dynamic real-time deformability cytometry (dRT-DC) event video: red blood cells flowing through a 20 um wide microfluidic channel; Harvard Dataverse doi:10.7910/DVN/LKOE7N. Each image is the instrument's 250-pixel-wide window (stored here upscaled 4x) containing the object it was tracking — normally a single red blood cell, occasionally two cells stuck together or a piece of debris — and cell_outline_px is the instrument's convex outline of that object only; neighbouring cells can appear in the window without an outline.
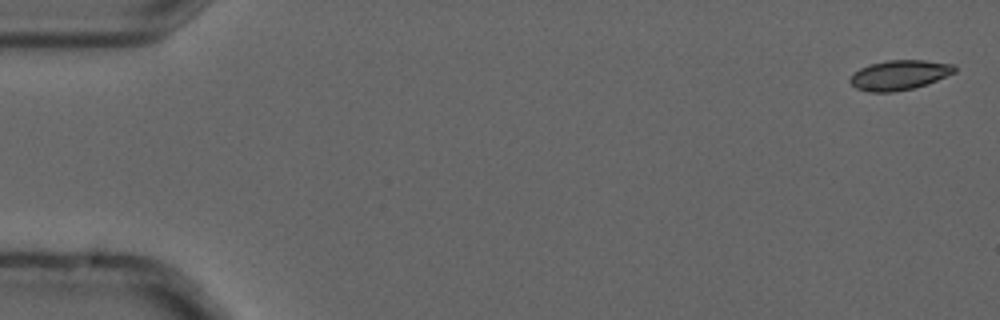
{"species": "common noctule bat (a hibernating species)", "species_latin": "Nyctalus noctula", "temperature_condition": "cold", "stored_images_in_passage": 8, "camera_frame_rate_fps": 3000, "um_per_image_px": 0.085, "animal": {"sex": "male", "forearm_length_mm": 52.5}, "frame": {"image": 1, "passage_image": 1, "time_ms": 0.0, "image_size_px": [1000, 320], "cell_outline_px": [[956, 72], [928, 84], [912, 88], [892, 92], [872, 92], [856, 88], [848, 80], [860, 68], [868, 64], [888, 60], [924, 60], [956, 64]], "centroid_in_image_um": [76.48, 6.36], "position_along_channel_um": 8.5, "area_um2": 18.15}}
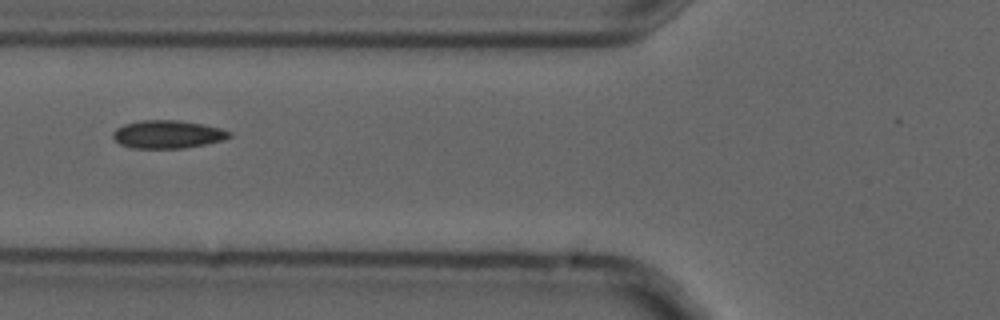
{"frame": {"image": 2, "passage_image": 6, "time_ms": 1.667, "image_size_px": [1000, 320], "cell_outline_px": [[232, 136], [208, 144], [184, 148], [132, 148], [120, 144], [112, 136], [112, 132], [116, 128], [124, 124], [140, 120], [176, 120], [200, 124], [220, 128], [232, 132]], "centroid_in_image_um": [14.23, 11.42], "position_along_channel_um": 111.6, "area_um2": 18.96}}
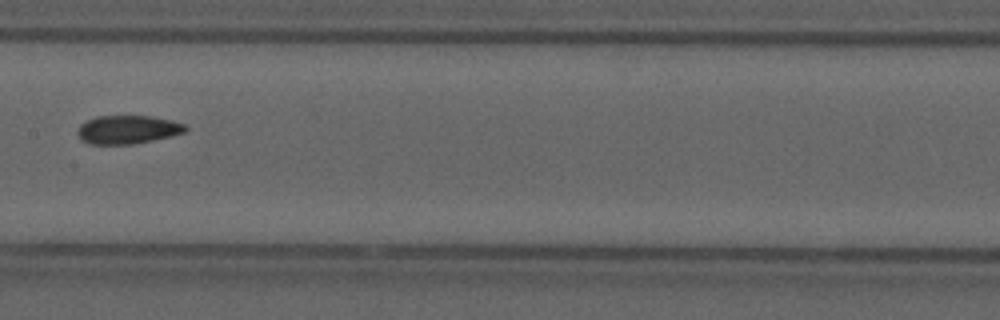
{"frame": {"image": 3, "passage_image": 8, "time_ms": 2.333, "image_size_px": [1000, 320], "cell_outline_px": [[188, 128], [184, 132], [172, 136], [132, 144], [88, 144], [80, 140], [76, 132], [80, 124], [96, 116], [148, 116], [172, 120], [184, 124]], "centroid_in_image_um": [10.82, 11.02], "position_along_channel_um": 196.6, "area_um2": 17.92}}